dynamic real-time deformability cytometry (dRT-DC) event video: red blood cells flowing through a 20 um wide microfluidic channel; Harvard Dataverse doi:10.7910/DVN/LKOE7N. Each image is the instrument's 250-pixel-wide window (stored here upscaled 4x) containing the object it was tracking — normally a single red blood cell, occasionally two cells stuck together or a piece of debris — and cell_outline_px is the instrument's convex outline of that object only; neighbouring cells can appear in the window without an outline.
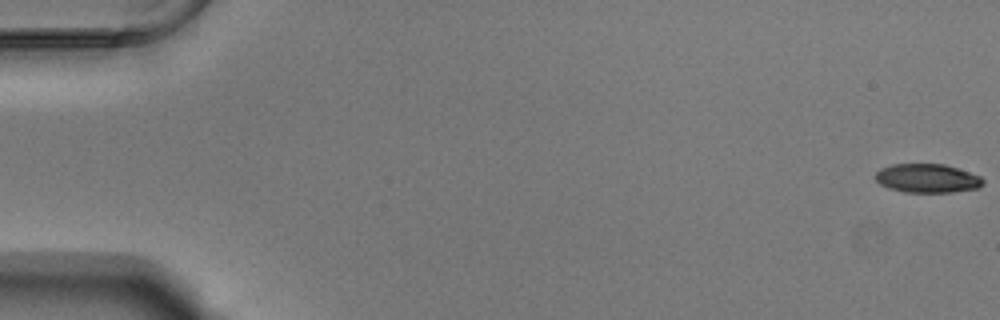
{"species": "Egyptian fruit bat (a non-hibernating species)", "species_latin": "Rousettus aegyptiacus", "temperature_condition": "warm", "stored_images_in_passage": 55, "camera_frame_rate_fps": 3000, "um_per_image_px": 0.085, "animal": {"sex": "male"}, "frame": {"image": 1, "passage_image": 1, "time_ms": 0.0, "image_size_px": [1000, 320], "cell_outline_px": [[984, 184], [980, 188], [952, 192], [904, 192], [888, 188], [880, 184], [876, 180], [876, 172], [880, 168], [892, 164], [944, 164], [980, 176], [984, 180]], "centroid_in_image_um": [78.82, 15.16], "position_along_channel_um": 6.2, "area_um2": 18.09}}
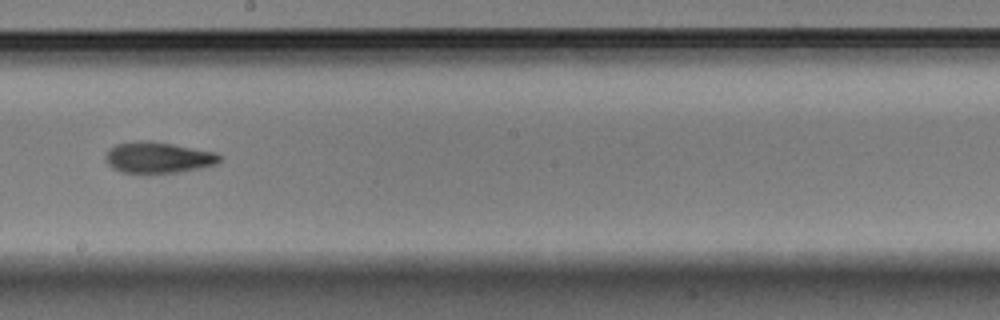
{"frame": {"image": 2, "passage_image": 32, "time_ms": 10.333, "image_size_px": [1000, 320], "cell_outline_px": [[220, 160], [216, 164], [200, 168], [180, 172], [120, 172], [112, 168], [104, 160], [104, 156], [108, 148], [116, 144], [136, 140], [152, 140], [216, 152], [220, 156]], "centroid_in_image_um": [13.39, 13.36], "position_along_channel_um": 234.8, "area_um2": 20.81}}
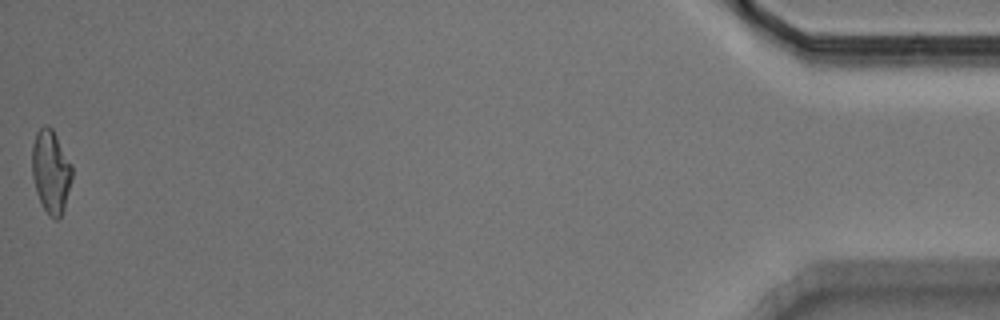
{"frame": {"image": 3, "passage_image": 55, "time_ms": 18.0, "image_size_px": [1000, 320], "cell_outline_px": [[72, 180], [64, 208], [60, 216], [56, 220], [48, 216], [36, 192], [32, 176], [32, 144], [36, 132], [44, 124], [48, 124], [52, 128], [72, 164]], "centroid_in_image_um": [4.32, 14.56], "position_along_channel_um": 430.9, "area_um2": 19.54}, "authors_computed_cell_mechanics": {"area_um2": 19.7098, "velocity_mm_per_s": 3.7734, "shape_relaxation_time_tau1_ms": 4.5404, "shape_relaxation_time_tau2_ms": 3.6582, "deformation_change_tau1": 0.1804, "deformation_change_tau2": 0.1346}}